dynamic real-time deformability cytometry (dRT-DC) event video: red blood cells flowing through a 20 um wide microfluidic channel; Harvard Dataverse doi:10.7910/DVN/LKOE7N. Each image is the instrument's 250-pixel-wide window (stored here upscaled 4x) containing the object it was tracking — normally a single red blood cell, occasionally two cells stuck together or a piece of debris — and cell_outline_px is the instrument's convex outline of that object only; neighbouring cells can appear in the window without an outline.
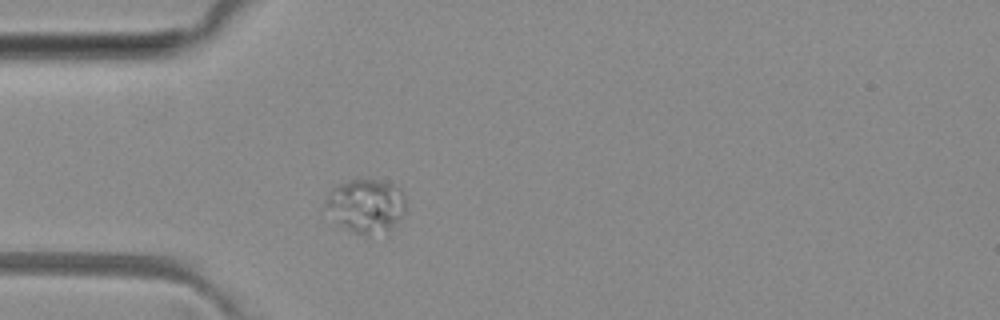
{"species": "common noctule bat (a hibernating species)", "species_latin": "Nyctalus noctula", "temperature_condition": "room temperature", "stored_images_in_passage": 1, "camera_frame_rate_fps": 3000, "um_per_image_px": 0.085, "animal": {"sex": "female", "body_mass_g": 29.2, "forearm_length_mm": 56.3}, "frame": {"image": 1, "passage_image": 1, "time_ms": 0.0, "image_size_px": [1000, 320], "cell_outline_px": [[408, 204], [404, 212], [388, 236], [364, 236], [344, 228], [336, 224], [324, 204], [324, 200], [332, 188], [348, 180], [376, 180], [392, 184], [400, 188]], "centroid_in_image_um": [31.14, 17.56], "position_along_channel_um": 53.9, "area_um2": 25.95}}